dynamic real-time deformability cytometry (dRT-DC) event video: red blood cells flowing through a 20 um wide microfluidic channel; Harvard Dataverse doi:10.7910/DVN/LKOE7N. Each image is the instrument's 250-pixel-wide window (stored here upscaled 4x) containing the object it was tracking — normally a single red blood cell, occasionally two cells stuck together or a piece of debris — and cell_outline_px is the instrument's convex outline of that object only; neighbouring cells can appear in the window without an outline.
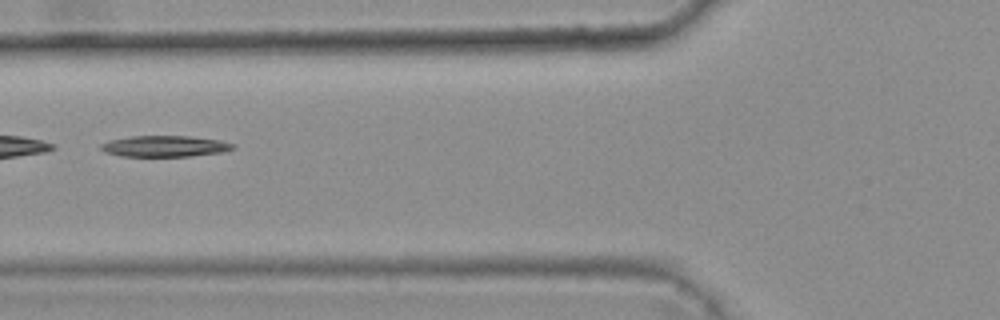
{"species": "common noctule bat (a hibernating species)", "species_latin": "Nyctalus noctula", "temperature_condition": "warm", "stored_images_in_passage": 5, "camera_frame_rate_fps": 3000, "um_per_image_px": 0.085, "animal": {"sex": "female", "body_mass_g": 25.1}, "frame": {"image": 1, "passage_image": 5, "time_ms": 1.333, "image_size_px": [1000, 320], "cell_outline_px": [[236, 148], [224, 152], [192, 156], [120, 156], [104, 152], [100, 148], [100, 144], [108, 140], [132, 136], [188, 136], [220, 140], [236, 144]], "centroid_in_image_um": [14.02, 12.43], "position_along_channel_um": 111.8, "area_um2": 16.42}}